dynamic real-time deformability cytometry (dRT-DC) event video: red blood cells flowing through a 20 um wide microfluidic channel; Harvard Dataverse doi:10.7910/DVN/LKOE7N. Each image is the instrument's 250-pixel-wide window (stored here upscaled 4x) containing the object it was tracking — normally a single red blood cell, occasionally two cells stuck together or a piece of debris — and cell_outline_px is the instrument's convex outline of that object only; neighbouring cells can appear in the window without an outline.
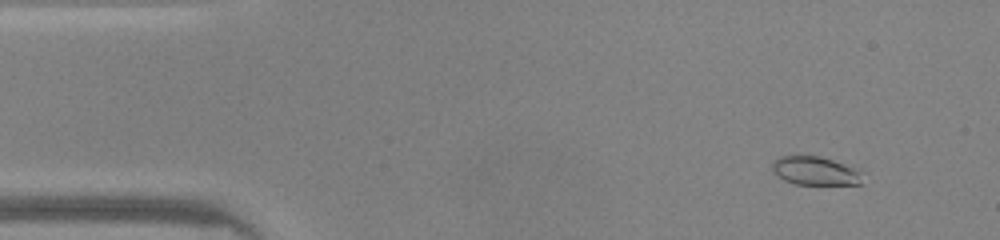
{"species": "common noctule bat (a hibernating species)", "species_latin": "Nyctalus noctula", "temperature_condition": "warm", "stored_images_in_passage": 48, "camera_frame_rate_fps": 3000, "um_per_image_px": 0.085, "animal": {"sex": "male", "body_mass_g": 20.0, "forearm_length_mm": 53.3}, "frame": {"image": 1, "passage_image": 5, "time_ms": 1.333, "image_size_px": [1000, 240], "cell_outline_px": [[860, 184], [796, 184], [784, 180], [772, 172], [772, 164], [780, 156], [820, 156], [832, 160], [852, 168], [860, 172]], "centroid_in_image_um": [69.21, 14.52], "position_along_channel_um": 15.8, "area_um2": 14.57}}
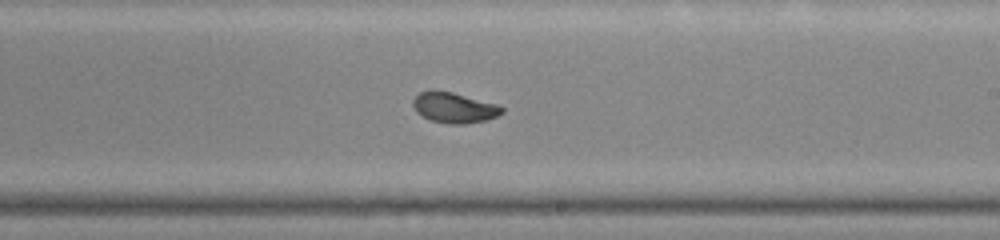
{"frame": {"image": 2, "passage_image": 28, "time_ms": 9.0, "image_size_px": [1000, 240], "cell_outline_px": [[504, 112], [496, 116], [484, 120], [464, 124], [452, 124], [432, 120], [416, 112], [412, 104], [412, 100], [420, 92], [452, 92], [500, 104], [504, 108]], "centroid_in_image_um": [38.65, 9.16], "position_along_channel_um": 250.3, "area_um2": 15.49}}
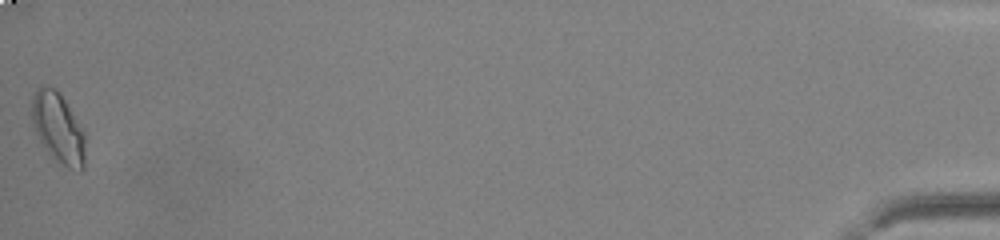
{"frame": {"image": 3, "passage_image": 48, "time_ms": 15.667, "image_size_px": [1000, 240], "cell_outline_px": [[84, 168], [80, 172], [68, 168], [48, 152], [44, 148], [36, 132], [32, 120], [32, 96], [36, 88], [40, 84], [56, 88], [60, 92], [84, 132]], "centroid_in_image_um": [4.93, 10.84], "position_along_channel_um": 430.3, "area_um2": 21.73}, "authors_computed_cell_mechanics": {"area_um2": 16.1551, "velocity_mm_per_s": 4.2638, "shape_relaxation_time_tau1_ms": 6.9638, "shape_relaxation_time_tau2_ms": 0.7389, "deformation_change_tau1": 0.1769, "deformation_change_tau2": 0.0446}}